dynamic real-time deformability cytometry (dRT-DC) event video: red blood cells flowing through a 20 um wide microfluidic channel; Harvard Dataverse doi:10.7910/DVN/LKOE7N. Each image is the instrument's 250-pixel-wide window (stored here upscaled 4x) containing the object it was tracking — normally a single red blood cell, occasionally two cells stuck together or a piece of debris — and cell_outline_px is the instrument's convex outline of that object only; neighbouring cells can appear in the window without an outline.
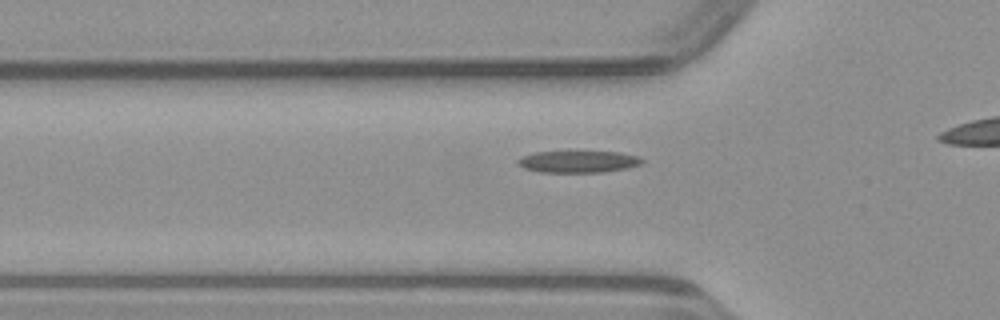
{"species": "common noctule bat (a hibernating species)", "species_latin": "Nyctalus noctula", "temperature_condition": "warm", "stored_images_in_passage": 23, "camera_frame_rate_fps": 3000, "um_per_image_px": 0.085, "animal": {"sex": "male", "body_mass_g": 23.1, "forearm_length_mm": 52.7}, "frame": {"image": 1, "passage_image": 9, "time_ms": 2.667, "image_size_px": [1000, 320], "cell_outline_px": [[644, 160], [640, 164], [628, 168], [604, 172], [540, 172], [524, 168], [516, 164], [516, 160], [524, 156], [536, 152], [568, 148], [620, 152], [636, 156]], "centroid_in_image_um": [49.11, 13.68], "position_along_channel_um": 76.7, "area_um2": 16.88}}
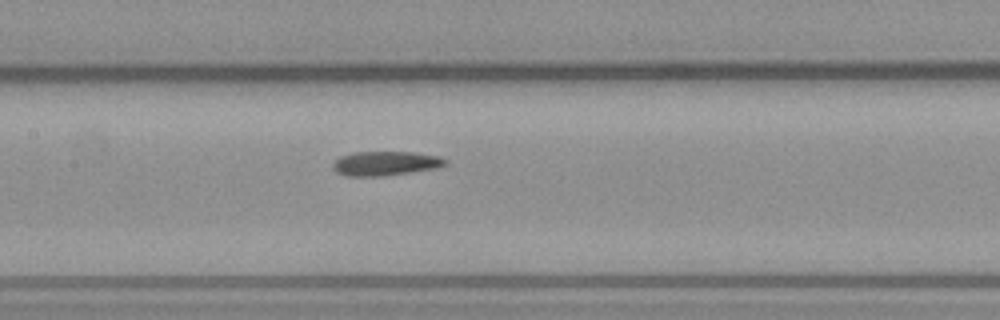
{"frame": {"image": 2, "passage_image": 16, "time_ms": 5.0, "image_size_px": [1000, 320], "cell_outline_px": [[448, 164], [436, 168], [384, 176], [348, 176], [336, 172], [332, 168], [332, 164], [340, 156], [352, 152], [412, 152], [440, 156], [448, 160]], "centroid_in_image_um": [32.77, 13.88], "position_along_channel_um": 174.6, "area_um2": 16.01}}
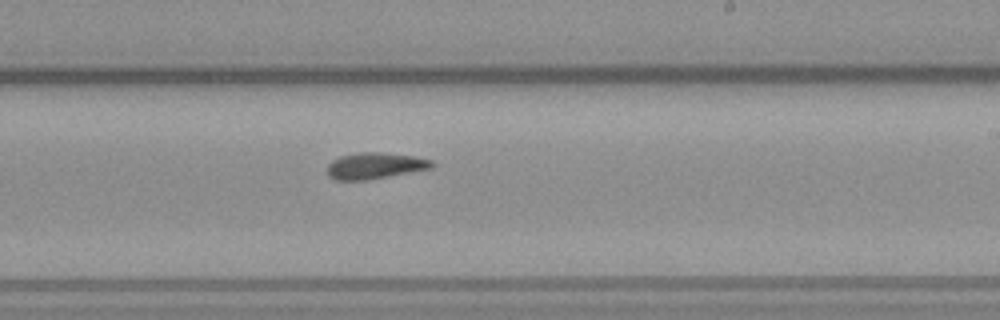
{"frame": {"image": 3, "passage_image": 22, "time_ms": 7.0, "image_size_px": [1000, 320], "cell_outline_px": [[436, 164], [432, 168], [368, 180], [336, 180], [328, 176], [328, 164], [332, 160], [340, 156], [360, 152], [380, 152], [416, 156], [432, 160]], "centroid_in_image_um": [31.89, 14.08], "position_along_channel_um": 257.1, "area_um2": 16.13}}